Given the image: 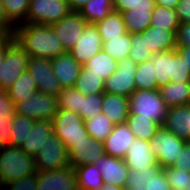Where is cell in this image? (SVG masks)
I'll list each match as a JSON object with an SVG mask.
<instances>
[{
	"mask_svg": "<svg viewBox=\"0 0 190 190\" xmlns=\"http://www.w3.org/2000/svg\"><path fill=\"white\" fill-rule=\"evenodd\" d=\"M13 35L30 57L52 60L66 52L51 25L23 23L14 28Z\"/></svg>",
	"mask_w": 190,
	"mask_h": 190,
	"instance_id": "cell-1",
	"label": "cell"
},
{
	"mask_svg": "<svg viewBox=\"0 0 190 190\" xmlns=\"http://www.w3.org/2000/svg\"><path fill=\"white\" fill-rule=\"evenodd\" d=\"M36 172L34 157L20 147L7 145L0 148V190L6 184Z\"/></svg>",
	"mask_w": 190,
	"mask_h": 190,
	"instance_id": "cell-2",
	"label": "cell"
},
{
	"mask_svg": "<svg viewBox=\"0 0 190 190\" xmlns=\"http://www.w3.org/2000/svg\"><path fill=\"white\" fill-rule=\"evenodd\" d=\"M151 61L159 87L169 82H190V71L176 49L153 53Z\"/></svg>",
	"mask_w": 190,
	"mask_h": 190,
	"instance_id": "cell-3",
	"label": "cell"
},
{
	"mask_svg": "<svg viewBox=\"0 0 190 190\" xmlns=\"http://www.w3.org/2000/svg\"><path fill=\"white\" fill-rule=\"evenodd\" d=\"M129 113L139 114V117L150 118L160 126L166 119L168 107L161 98L158 89H136L129 97Z\"/></svg>",
	"mask_w": 190,
	"mask_h": 190,
	"instance_id": "cell-4",
	"label": "cell"
},
{
	"mask_svg": "<svg viewBox=\"0 0 190 190\" xmlns=\"http://www.w3.org/2000/svg\"><path fill=\"white\" fill-rule=\"evenodd\" d=\"M52 121L54 133L66 145L67 150L89 136L83 118L72 111L58 109Z\"/></svg>",
	"mask_w": 190,
	"mask_h": 190,
	"instance_id": "cell-5",
	"label": "cell"
},
{
	"mask_svg": "<svg viewBox=\"0 0 190 190\" xmlns=\"http://www.w3.org/2000/svg\"><path fill=\"white\" fill-rule=\"evenodd\" d=\"M149 142L158 164L164 169L175 164L177 156L187 141L160 126Z\"/></svg>",
	"mask_w": 190,
	"mask_h": 190,
	"instance_id": "cell-6",
	"label": "cell"
},
{
	"mask_svg": "<svg viewBox=\"0 0 190 190\" xmlns=\"http://www.w3.org/2000/svg\"><path fill=\"white\" fill-rule=\"evenodd\" d=\"M71 12L68 0H30L26 23L51 25Z\"/></svg>",
	"mask_w": 190,
	"mask_h": 190,
	"instance_id": "cell-7",
	"label": "cell"
},
{
	"mask_svg": "<svg viewBox=\"0 0 190 190\" xmlns=\"http://www.w3.org/2000/svg\"><path fill=\"white\" fill-rule=\"evenodd\" d=\"M15 106L16 115L35 121L52 120L58 112L57 97L40 91L34 92L29 98Z\"/></svg>",
	"mask_w": 190,
	"mask_h": 190,
	"instance_id": "cell-8",
	"label": "cell"
},
{
	"mask_svg": "<svg viewBox=\"0 0 190 190\" xmlns=\"http://www.w3.org/2000/svg\"><path fill=\"white\" fill-rule=\"evenodd\" d=\"M36 171H51L69 166L66 145L53 133L34 157Z\"/></svg>",
	"mask_w": 190,
	"mask_h": 190,
	"instance_id": "cell-9",
	"label": "cell"
},
{
	"mask_svg": "<svg viewBox=\"0 0 190 190\" xmlns=\"http://www.w3.org/2000/svg\"><path fill=\"white\" fill-rule=\"evenodd\" d=\"M30 56L13 39L7 46L4 54L2 82L0 87L6 91L12 84L27 71Z\"/></svg>",
	"mask_w": 190,
	"mask_h": 190,
	"instance_id": "cell-10",
	"label": "cell"
},
{
	"mask_svg": "<svg viewBox=\"0 0 190 190\" xmlns=\"http://www.w3.org/2000/svg\"><path fill=\"white\" fill-rule=\"evenodd\" d=\"M137 64L129 57L118 61L116 71L104 81V92L129 97L135 90Z\"/></svg>",
	"mask_w": 190,
	"mask_h": 190,
	"instance_id": "cell-11",
	"label": "cell"
},
{
	"mask_svg": "<svg viewBox=\"0 0 190 190\" xmlns=\"http://www.w3.org/2000/svg\"><path fill=\"white\" fill-rule=\"evenodd\" d=\"M125 190H172L160 165L129 170Z\"/></svg>",
	"mask_w": 190,
	"mask_h": 190,
	"instance_id": "cell-12",
	"label": "cell"
},
{
	"mask_svg": "<svg viewBox=\"0 0 190 190\" xmlns=\"http://www.w3.org/2000/svg\"><path fill=\"white\" fill-rule=\"evenodd\" d=\"M27 71L35 80L37 89L41 93L57 97L62 87L52 71L51 60L39 57H30Z\"/></svg>",
	"mask_w": 190,
	"mask_h": 190,
	"instance_id": "cell-13",
	"label": "cell"
},
{
	"mask_svg": "<svg viewBox=\"0 0 190 190\" xmlns=\"http://www.w3.org/2000/svg\"><path fill=\"white\" fill-rule=\"evenodd\" d=\"M102 40L94 23H86L80 39L69 51L71 56L82 66L102 50Z\"/></svg>",
	"mask_w": 190,
	"mask_h": 190,
	"instance_id": "cell-14",
	"label": "cell"
},
{
	"mask_svg": "<svg viewBox=\"0 0 190 190\" xmlns=\"http://www.w3.org/2000/svg\"><path fill=\"white\" fill-rule=\"evenodd\" d=\"M37 190H78L75 169L71 166L37 171Z\"/></svg>",
	"mask_w": 190,
	"mask_h": 190,
	"instance_id": "cell-15",
	"label": "cell"
},
{
	"mask_svg": "<svg viewBox=\"0 0 190 190\" xmlns=\"http://www.w3.org/2000/svg\"><path fill=\"white\" fill-rule=\"evenodd\" d=\"M86 21L76 11L51 24L66 52H69L80 39Z\"/></svg>",
	"mask_w": 190,
	"mask_h": 190,
	"instance_id": "cell-16",
	"label": "cell"
},
{
	"mask_svg": "<svg viewBox=\"0 0 190 190\" xmlns=\"http://www.w3.org/2000/svg\"><path fill=\"white\" fill-rule=\"evenodd\" d=\"M103 154V142L88 136L83 141L75 143V145L68 150L69 166L75 169L82 165L94 164Z\"/></svg>",
	"mask_w": 190,
	"mask_h": 190,
	"instance_id": "cell-17",
	"label": "cell"
},
{
	"mask_svg": "<svg viewBox=\"0 0 190 190\" xmlns=\"http://www.w3.org/2000/svg\"><path fill=\"white\" fill-rule=\"evenodd\" d=\"M94 164L100 169L103 183L127 186L129 168L124 159L103 154Z\"/></svg>",
	"mask_w": 190,
	"mask_h": 190,
	"instance_id": "cell-18",
	"label": "cell"
},
{
	"mask_svg": "<svg viewBox=\"0 0 190 190\" xmlns=\"http://www.w3.org/2000/svg\"><path fill=\"white\" fill-rule=\"evenodd\" d=\"M155 0H136L132 10L122 13L128 33L143 32L150 27Z\"/></svg>",
	"mask_w": 190,
	"mask_h": 190,
	"instance_id": "cell-19",
	"label": "cell"
},
{
	"mask_svg": "<svg viewBox=\"0 0 190 190\" xmlns=\"http://www.w3.org/2000/svg\"><path fill=\"white\" fill-rule=\"evenodd\" d=\"M125 163L129 170L144 171L146 167L159 165L155 154L150 149V142L135 138L128 147Z\"/></svg>",
	"mask_w": 190,
	"mask_h": 190,
	"instance_id": "cell-20",
	"label": "cell"
},
{
	"mask_svg": "<svg viewBox=\"0 0 190 190\" xmlns=\"http://www.w3.org/2000/svg\"><path fill=\"white\" fill-rule=\"evenodd\" d=\"M135 135L126 122L114 126L111 134L103 141L104 154L124 159Z\"/></svg>",
	"mask_w": 190,
	"mask_h": 190,
	"instance_id": "cell-21",
	"label": "cell"
},
{
	"mask_svg": "<svg viewBox=\"0 0 190 190\" xmlns=\"http://www.w3.org/2000/svg\"><path fill=\"white\" fill-rule=\"evenodd\" d=\"M52 71L62 89L74 87L82 65L69 52L58 55L51 60Z\"/></svg>",
	"mask_w": 190,
	"mask_h": 190,
	"instance_id": "cell-22",
	"label": "cell"
},
{
	"mask_svg": "<svg viewBox=\"0 0 190 190\" xmlns=\"http://www.w3.org/2000/svg\"><path fill=\"white\" fill-rule=\"evenodd\" d=\"M163 127L179 138L190 141V104L168 108Z\"/></svg>",
	"mask_w": 190,
	"mask_h": 190,
	"instance_id": "cell-23",
	"label": "cell"
},
{
	"mask_svg": "<svg viewBox=\"0 0 190 190\" xmlns=\"http://www.w3.org/2000/svg\"><path fill=\"white\" fill-rule=\"evenodd\" d=\"M54 133L52 120H38L34 122L27 138L20 146L27 155L35 157L47 139Z\"/></svg>",
	"mask_w": 190,
	"mask_h": 190,
	"instance_id": "cell-24",
	"label": "cell"
},
{
	"mask_svg": "<svg viewBox=\"0 0 190 190\" xmlns=\"http://www.w3.org/2000/svg\"><path fill=\"white\" fill-rule=\"evenodd\" d=\"M102 113L114 125L126 122L129 115L128 97L103 92Z\"/></svg>",
	"mask_w": 190,
	"mask_h": 190,
	"instance_id": "cell-25",
	"label": "cell"
},
{
	"mask_svg": "<svg viewBox=\"0 0 190 190\" xmlns=\"http://www.w3.org/2000/svg\"><path fill=\"white\" fill-rule=\"evenodd\" d=\"M158 90L168 108L190 104V82H169Z\"/></svg>",
	"mask_w": 190,
	"mask_h": 190,
	"instance_id": "cell-26",
	"label": "cell"
},
{
	"mask_svg": "<svg viewBox=\"0 0 190 190\" xmlns=\"http://www.w3.org/2000/svg\"><path fill=\"white\" fill-rule=\"evenodd\" d=\"M146 43L153 53L170 51L176 48V31H167L150 26L145 29Z\"/></svg>",
	"mask_w": 190,
	"mask_h": 190,
	"instance_id": "cell-27",
	"label": "cell"
},
{
	"mask_svg": "<svg viewBox=\"0 0 190 190\" xmlns=\"http://www.w3.org/2000/svg\"><path fill=\"white\" fill-rule=\"evenodd\" d=\"M102 42L119 38L127 34L123 16L117 11H111L107 17L96 23Z\"/></svg>",
	"mask_w": 190,
	"mask_h": 190,
	"instance_id": "cell-28",
	"label": "cell"
},
{
	"mask_svg": "<svg viewBox=\"0 0 190 190\" xmlns=\"http://www.w3.org/2000/svg\"><path fill=\"white\" fill-rule=\"evenodd\" d=\"M78 190H100L103 179L95 164H86L75 168Z\"/></svg>",
	"mask_w": 190,
	"mask_h": 190,
	"instance_id": "cell-29",
	"label": "cell"
},
{
	"mask_svg": "<svg viewBox=\"0 0 190 190\" xmlns=\"http://www.w3.org/2000/svg\"><path fill=\"white\" fill-rule=\"evenodd\" d=\"M83 66L105 81L116 71L118 62L102 49Z\"/></svg>",
	"mask_w": 190,
	"mask_h": 190,
	"instance_id": "cell-30",
	"label": "cell"
},
{
	"mask_svg": "<svg viewBox=\"0 0 190 190\" xmlns=\"http://www.w3.org/2000/svg\"><path fill=\"white\" fill-rule=\"evenodd\" d=\"M112 0H89L78 13L84 18L86 23L96 24L103 20L113 11Z\"/></svg>",
	"mask_w": 190,
	"mask_h": 190,
	"instance_id": "cell-31",
	"label": "cell"
},
{
	"mask_svg": "<svg viewBox=\"0 0 190 190\" xmlns=\"http://www.w3.org/2000/svg\"><path fill=\"white\" fill-rule=\"evenodd\" d=\"M36 91H38L36 82L32 79L28 71L22 73L12 86L6 90L15 105L23 102Z\"/></svg>",
	"mask_w": 190,
	"mask_h": 190,
	"instance_id": "cell-32",
	"label": "cell"
},
{
	"mask_svg": "<svg viewBox=\"0 0 190 190\" xmlns=\"http://www.w3.org/2000/svg\"><path fill=\"white\" fill-rule=\"evenodd\" d=\"M126 123L135 135L145 141H150L159 129L160 125L150 118L139 117V114L129 113Z\"/></svg>",
	"mask_w": 190,
	"mask_h": 190,
	"instance_id": "cell-33",
	"label": "cell"
},
{
	"mask_svg": "<svg viewBox=\"0 0 190 190\" xmlns=\"http://www.w3.org/2000/svg\"><path fill=\"white\" fill-rule=\"evenodd\" d=\"M180 21L175 9L154 5L150 26L167 31H177Z\"/></svg>",
	"mask_w": 190,
	"mask_h": 190,
	"instance_id": "cell-34",
	"label": "cell"
},
{
	"mask_svg": "<svg viewBox=\"0 0 190 190\" xmlns=\"http://www.w3.org/2000/svg\"><path fill=\"white\" fill-rule=\"evenodd\" d=\"M74 87L85 96L100 94L104 92V80L82 66Z\"/></svg>",
	"mask_w": 190,
	"mask_h": 190,
	"instance_id": "cell-35",
	"label": "cell"
},
{
	"mask_svg": "<svg viewBox=\"0 0 190 190\" xmlns=\"http://www.w3.org/2000/svg\"><path fill=\"white\" fill-rule=\"evenodd\" d=\"M87 134L97 141L103 142L114 129V124L102 112L91 119H85Z\"/></svg>",
	"mask_w": 190,
	"mask_h": 190,
	"instance_id": "cell-36",
	"label": "cell"
},
{
	"mask_svg": "<svg viewBox=\"0 0 190 190\" xmlns=\"http://www.w3.org/2000/svg\"><path fill=\"white\" fill-rule=\"evenodd\" d=\"M30 0H3L6 20L15 28L26 23Z\"/></svg>",
	"mask_w": 190,
	"mask_h": 190,
	"instance_id": "cell-37",
	"label": "cell"
},
{
	"mask_svg": "<svg viewBox=\"0 0 190 190\" xmlns=\"http://www.w3.org/2000/svg\"><path fill=\"white\" fill-rule=\"evenodd\" d=\"M131 49L128 57L135 63L141 64L152 58L153 52L146 43V34L142 32L130 33Z\"/></svg>",
	"mask_w": 190,
	"mask_h": 190,
	"instance_id": "cell-38",
	"label": "cell"
},
{
	"mask_svg": "<svg viewBox=\"0 0 190 190\" xmlns=\"http://www.w3.org/2000/svg\"><path fill=\"white\" fill-rule=\"evenodd\" d=\"M134 79L136 89H159L155 77L154 64L152 63L151 59L137 65Z\"/></svg>",
	"mask_w": 190,
	"mask_h": 190,
	"instance_id": "cell-39",
	"label": "cell"
},
{
	"mask_svg": "<svg viewBox=\"0 0 190 190\" xmlns=\"http://www.w3.org/2000/svg\"><path fill=\"white\" fill-rule=\"evenodd\" d=\"M130 33L103 42L102 49L117 62L128 57L131 49Z\"/></svg>",
	"mask_w": 190,
	"mask_h": 190,
	"instance_id": "cell-40",
	"label": "cell"
},
{
	"mask_svg": "<svg viewBox=\"0 0 190 190\" xmlns=\"http://www.w3.org/2000/svg\"><path fill=\"white\" fill-rule=\"evenodd\" d=\"M35 120L15 115L13 117L11 132H10V146L20 147L27 138L29 131L34 125Z\"/></svg>",
	"mask_w": 190,
	"mask_h": 190,
	"instance_id": "cell-41",
	"label": "cell"
},
{
	"mask_svg": "<svg viewBox=\"0 0 190 190\" xmlns=\"http://www.w3.org/2000/svg\"><path fill=\"white\" fill-rule=\"evenodd\" d=\"M58 109L72 111L79 115L82 109V93L75 87L63 88L57 95Z\"/></svg>",
	"mask_w": 190,
	"mask_h": 190,
	"instance_id": "cell-42",
	"label": "cell"
},
{
	"mask_svg": "<svg viewBox=\"0 0 190 190\" xmlns=\"http://www.w3.org/2000/svg\"><path fill=\"white\" fill-rule=\"evenodd\" d=\"M103 93L83 95L82 94V109L79 115L85 119H91L102 112Z\"/></svg>",
	"mask_w": 190,
	"mask_h": 190,
	"instance_id": "cell-43",
	"label": "cell"
},
{
	"mask_svg": "<svg viewBox=\"0 0 190 190\" xmlns=\"http://www.w3.org/2000/svg\"><path fill=\"white\" fill-rule=\"evenodd\" d=\"M162 170L171 189L188 190L190 188V171L187 169L176 170L174 167H167Z\"/></svg>",
	"mask_w": 190,
	"mask_h": 190,
	"instance_id": "cell-44",
	"label": "cell"
},
{
	"mask_svg": "<svg viewBox=\"0 0 190 190\" xmlns=\"http://www.w3.org/2000/svg\"><path fill=\"white\" fill-rule=\"evenodd\" d=\"M3 187H8V190H37V172L35 174L12 181Z\"/></svg>",
	"mask_w": 190,
	"mask_h": 190,
	"instance_id": "cell-45",
	"label": "cell"
},
{
	"mask_svg": "<svg viewBox=\"0 0 190 190\" xmlns=\"http://www.w3.org/2000/svg\"><path fill=\"white\" fill-rule=\"evenodd\" d=\"M15 104L6 91L0 94V120L11 119L16 115Z\"/></svg>",
	"mask_w": 190,
	"mask_h": 190,
	"instance_id": "cell-46",
	"label": "cell"
},
{
	"mask_svg": "<svg viewBox=\"0 0 190 190\" xmlns=\"http://www.w3.org/2000/svg\"><path fill=\"white\" fill-rule=\"evenodd\" d=\"M176 170L187 169L190 171V141H187L177 156L175 164L172 166Z\"/></svg>",
	"mask_w": 190,
	"mask_h": 190,
	"instance_id": "cell-47",
	"label": "cell"
},
{
	"mask_svg": "<svg viewBox=\"0 0 190 190\" xmlns=\"http://www.w3.org/2000/svg\"><path fill=\"white\" fill-rule=\"evenodd\" d=\"M175 35L176 46H190V22L180 23Z\"/></svg>",
	"mask_w": 190,
	"mask_h": 190,
	"instance_id": "cell-48",
	"label": "cell"
},
{
	"mask_svg": "<svg viewBox=\"0 0 190 190\" xmlns=\"http://www.w3.org/2000/svg\"><path fill=\"white\" fill-rule=\"evenodd\" d=\"M13 118L0 120V148L9 145Z\"/></svg>",
	"mask_w": 190,
	"mask_h": 190,
	"instance_id": "cell-49",
	"label": "cell"
},
{
	"mask_svg": "<svg viewBox=\"0 0 190 190\" xmlns=\"http://www.w3.org/2000/svg\"><path fill=\"white\" fill-rule=\"evenodd\" d=\"M175 11L180 23L190 22V0H181L177 4Z\"/></svg>",
	"mask_w": 190,
	"mask_h": 190,
	"instance_id": "cell-50",
	"label": "cell"
},
{
	"mask_svg": "<svg viewBox=\"0 0 190 190\" xmlns=\"http://www.w3.org/2000/svg\"><path fill=\"white\" fill-rule=\"evenodd\" d=\"M112 3L114 11L122 14L123 12L132 10L136 0H112Z\"/></svg>",
	"mask_w": 190,
	"mask_h": 190,
	"instance_id": "cell-51",
	"label": "cell"
},
{
	"mask_svg": "<svg viewBox=\"0 0 190 190\" xmlns=\"http://www.w3.org/2000/svg\"><path fill=\"white\" fill-rule=\"evenodd\" d=\"M14 39L13 31L0 29V55L5 54L8 44Z\"/></svg>",
	"mask_w": 190,
	"mask_h": 190,
	"instance_id": "cell-52",
	"label": "cell"
},
{
	"mask_svg": "<svg viewBox=\"0 0 190 190\" xmlns=\"http://www.w3.org/2000/svg\"><path fill=\"white\" fill-rule=\"evenodd\" d=\"M0 29L14 31V27L6 20L3 0H0Z\"/></svg>",
	"mask_w": 190,
	"mask_h": 190,
	"instance_id": "cell-53",
	"label": "cell"
},
{
	"mask_svg": "<svg viewBox=\"0 0 190 190\" xmlns=\"http://www.w3.org/2000/svg\"><path fill=\"white\" fill-rule=\"evenodd\" d=\"M175 49L182 56L183 60H185V64L190 71V46H176Z\"/></svg>",
	"mask_w": 190,
	"mask_h": 190,
	"instance_id": "cell-54",
	"label": "cell"
},
{
	"mask_svg": "<svg viewBox=\"0 0 190 190\" xmlns=\"http://www.w3.org/2000/svg\"><path fill=\"white\" fill-rule=\"evenodd\" d=\"M180 1L181 0H155V4L158 6H164L166 8L175 9Z\"/></svg>",
	"mask_w": 190,
	"mask_h": 190,
	"instance_id": "cell-55",
	"label": "cell"
},
{
	"mask_svg": "<svg viewBox=\"0 0 190 190\" xmlns=\"http://www.w3.org/2000/svg\"><path fill=\"white\" fill-rule=\"evenodd\" d=\"M89 0H68L70 9L78 12Z\"/></svg>",
	"mask_w": 190,
	"mask_h": 190,
	"instance_id": "cell-56",
	"label": "cell"
},
{
	"mask_svg": "<svg viewBox=\"0 0 190 190\" xmlns=\"http://www.w3.org/2000/svg\"><path fill=\"white\" fill-rule=\"evenodd\" d=\"M100 190H125V187H118L114 184L103 183V187Z\"/></svg>",
	"mask_w": 190,
	"mask_h": 190,
	"instance_id": "cell-57",
	"label": "cell"
},
{
	"mask_svg": "<svg viewBox=\"0 0 190 190\" xmlns=\"http://www.w3.org/2000/svg\"><path fill=\"white\" fill-rule=\"evenodd\" d=\"M3 61H4V55H0V84L2 82Z\"/></svg>",
	"mask_w": 190,
	"mask_h": 190,
	"instance_id": "cell-58",
	"label": "cell"
},
{
	"mask_svg": "<svg viewBox=\"0 0 190 190\" xmlns=\"http://www.w3.org/2000/svg\"><path fill=\"white\" fill-rule=\"evenodd\" d=\"M4 90L0 87V94L3 92Z\"/></svg>",
	"mask_w": 190,
	"mask_h": 190,
	"instance_id": "cell-59",
	"label": "cell"
}]
</instances>
